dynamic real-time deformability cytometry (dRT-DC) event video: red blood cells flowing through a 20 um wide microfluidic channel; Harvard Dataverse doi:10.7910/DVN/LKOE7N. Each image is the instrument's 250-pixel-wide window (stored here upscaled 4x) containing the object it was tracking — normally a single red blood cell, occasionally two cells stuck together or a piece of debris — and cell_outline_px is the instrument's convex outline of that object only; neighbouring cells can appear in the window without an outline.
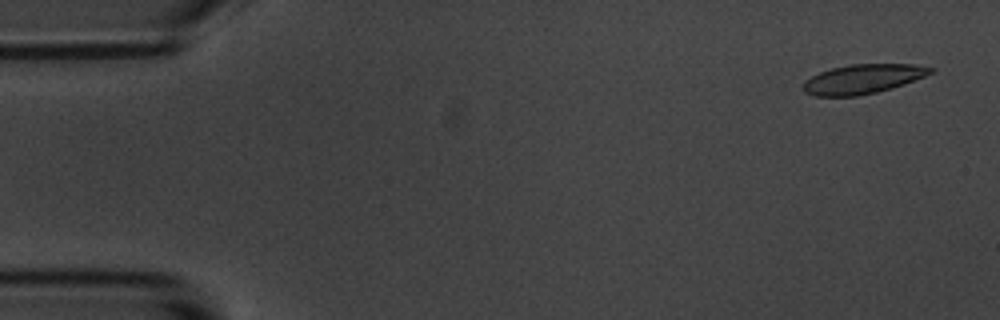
{"species": "common noctule bat (a hibernating species)", "species_latin": "Nyctalus noctula", "temperature_condition": "room temperature", "stored_images_in_passage": 6, "camera_frame_rate_fps": 3000, "um_per_image_px": 0.085, "animal": {"sex": "male", "body_mass_g": 20.1, "forearm_length_mm": 53.5}, "frame": {"image": 1, "passage_image": 1, "time_ms": 0.0, "image_size_px": [1000, 320], "cell_outline_px": [[936, 68], [932, 72], [924, 76], [904, 84], [892, 88], [876, 92], [856, 96], [816, 96], [804, 92], [804, 80], [820, 72], [832, 68], [852, 64], [916, 64]], "centroid_in_image_um": [73.35, 6.71], "position_along_channel_um": 11.6, "area_um2": 21.68}}
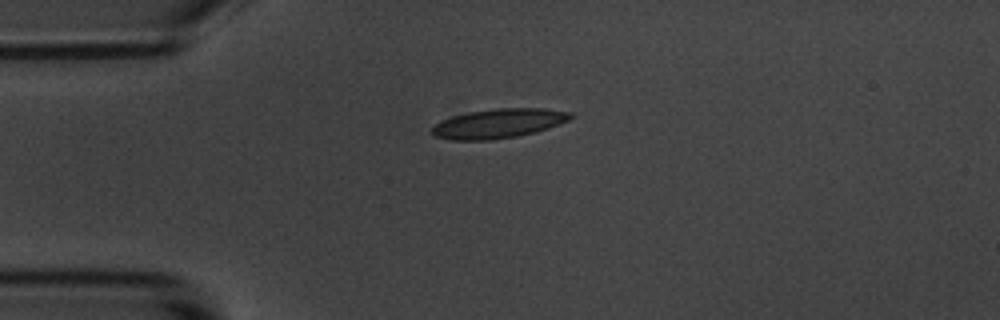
{"frame": {"image": 2, "passage_image": 4, "time_ms": 3.667, "image_size_px": [1000, 320], "cell_outline_px": [[576, 116], [568, 120], [548, 128], [516, 136], [488, 140], [448, 140], [436, 136], [432, 132], [432, 128], [436, 124], [452, 116], [468, 112], [496, 108], [544, 108], [572, 112]], "centroid_in_image_um": [42.4, 10.48], "position_along_channel_um": 42.6, "area_um2": 23.52}}